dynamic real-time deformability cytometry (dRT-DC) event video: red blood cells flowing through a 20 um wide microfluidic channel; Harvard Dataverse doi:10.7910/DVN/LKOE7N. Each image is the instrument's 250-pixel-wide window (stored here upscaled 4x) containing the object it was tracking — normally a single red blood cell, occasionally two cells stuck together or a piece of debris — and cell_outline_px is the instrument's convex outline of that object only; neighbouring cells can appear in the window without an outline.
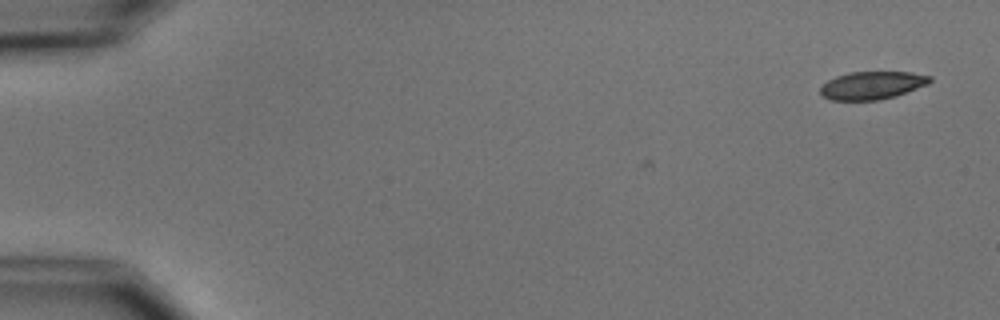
{"species": "common noctule bat (a hibernating species)", "species_latin": "Nyctalus noctula", "temperature_condition": "cold", "stored_images_in_passage": 2, "camera_frame_rate_fps": 3000, "um_per_image_px": 0.085, "animal": {"sex": "male", "body_mass_g": 15.6}, "frame": {"image": 1, "passage_image": 2, "time_ms": 1.0, "image_size_px": [1000, 320], "cell_outline_px": [[932, 80], [928, 84], [896, 96], [880, 100], [832, 100], [820, 96], [820, 88], [828, 80], [836, 76], [848, 72], [912, 72], [932, 76]], "centroid_in_image_um": [74.13, 7.25], "position_along_channel_um": 10.9, "area_um2": 17.92}}